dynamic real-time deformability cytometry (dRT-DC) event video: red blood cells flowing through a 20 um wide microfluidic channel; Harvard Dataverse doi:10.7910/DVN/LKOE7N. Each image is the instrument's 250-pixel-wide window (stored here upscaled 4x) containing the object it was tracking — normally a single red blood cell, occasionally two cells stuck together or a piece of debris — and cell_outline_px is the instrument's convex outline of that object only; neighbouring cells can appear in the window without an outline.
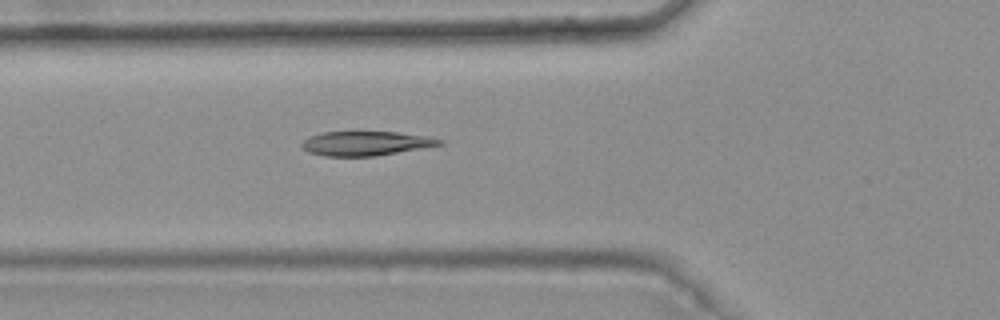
{"species": "common noctule bat (a hibernating species)", "species_latin": "Nyctalus noctula", "temperature_condition": "warm", "stored_images_in_passage": 5, "camera_frame_rate_fps": 3000, "um_per_image_px": 0.085, "animal": {"sex": "female", "body_mass_g": 25.1}, "frame": {"image": 1, "passage_image": 5, "time_ms": 1.333, "image_size_px": [1000, 320], "cell_outline_px": [[444, 144], [372, 156], [324, 156], [308, 152], [300, 144], [308, 136], [324, 132], [396, 132], [428, 136], [444, 140]], "centroid_in_image_um": [31.07, 12.18], "position_along_channel_um": 94.7, "area_um2": 19.31}}